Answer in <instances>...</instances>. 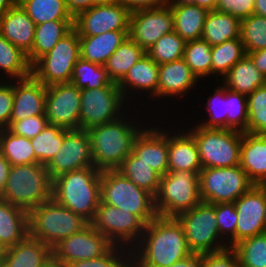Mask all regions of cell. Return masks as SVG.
<instances>
[{"instance_id":"obj_58","label":"cell","mask_w":266,"mask_h":267,"mask_svg":"<svg viewBox=\"0 0 266 267\" xmlns=\"http://www.w3.org/2000/svg\"><path fill=\"white\" fill-rule=\"evenodd\" d=\"M10 169V162L0 152V197L4 192Z\"/></svg>"},{"instance_id":"obj_59","label":"cell","mask_w":266,"mask_h":267,"mask_svg":"<svg viewBox=\"0 0 266 267\" xmlns=\"http://www.w3.org/2000/svg\"><path fill=\"white\" fill-rule=\"evenodd\" d=\"M169 267H202V254H191Z\"/></svg>"},{"instance_id":"obj_13","label":"cell","mask_w":266,"mask_h":267,"mask_svg":"<svg viewBox=\"0 0 266 267\" xmlns=\"http://www.w3.org/2000/svg\"><path fill=\"white\" fill-rule=\"evenodd\" d=\"M124 102L125 98L118 85H108L98 89H82L79 129L88 130L93 126L118 119L122 115L120 109Z\"/></svg>"},{"instance_id":"obj_44","label":"cell","mask_w":266,"mask_h":267,"mask_svg":"<svg viewBox=\"0 0 266 267\" xmlns=\"http://www.w3.org/2000/svg\"><path fill=\"white\" fill-rule=\"evenodd\" d=\"M186 41L174 30L163 35L146 54L158 65L173 62L184 57Z\"/></svg>"},{"instance_id":"obj_3","label":"cell","mask_w":266,"mask_h":267,"mask_svg":"<svg viewBox=\"0 0 266 267\" xmlns=\"http://www.w3.org/2000/svg\"><path fill=\"white\" fill-rule=\"evenodd\" d=\"M100 183L94 166L64 173L53 179V199L90 223L101 201Z\"/></svg>"},{"instance_id":"obj_4","label":"cell","mask_w":266,"mask_h":267,"mask_svg":"<svg viewBox=\"0 0 266 267\" xmlns=\"http://www.w3.org/2000/svg\"><path fill=\"white\" fill-rule=\"evenodd\" d=\"M0 199L30 212L53 199V179L43 164L11 165Z\"/></svg>"},{"instance_id":"obj_66","label":"cell","mask_w":266,"mask_h":267,"mask_svg":"<svg viewBox=\"0 0 266 267\" xmlns=\"http://www.w3.org/2000/svg\"><path fill=\"white\" fill-rule=\"evenodd\" d=\"M124 267H138L132 260H130Z\"/></svg>"},{"instance_id":"obj_62","label":"cell","mask_w":266,"mask_h":267,"mask_svg":"<svg viewBox=\"0 0 266 267\" xmlns=\"http://www.w3.org/2000/svg\"><path fill=\"white\" fill-rule=\"evenodd\" d=\"M17 2V0H0V18Z\"/></svg>"},{"instance_id":"obj_32","label":"cell","mask_w":266,"mask_h":267,"mask_svg":"<svg viewBox=\"0 0 266 267\" xmlns=\"http://www.w3.org/2000/svg\"><path fill=\"white\" fill-rule=\"evenodd\" d=\"M169 6L174 16V31L186 42L202 39L209 10L196 4Z\"/></svg>"},{"instance_id":"obj_26","label":"cell","mask_w":266,"mask_h":267,"mask_svg":"<svg viewBox=\"0 0 266 267\" xmlns=\"http://www.w3.org/2000/svg\"><path fill=\"white\" fill-rule=\"evenodd\" d=\"M197 80L184 59L159 64L157 96L182 95L195 86Z\"/></svg>"},{"instance_id":"obj_49","label":"cell","mask_w":266,"mask_h":267,"mask_svg":"<svg viewBox=\"0 0 266 267\" xmlns=\"http://www.w3.org/2000/svg\"><path fill=\"white\" fill-rule=\"evenodd\" d=\"M119 247L120 249H118ZM122 248L124 249L126 247L113 245L104 255L98 258L74 261L70 264H67L65 267H124L131 259V257H129L131 254H127L125 252L131 253L132 249L128 248L129 251L126 249L123 251ZM120 250L124 252V254Z\"/></svg>"},{"instance_id":"obj_65","label":"cell","mask_w":266,"mask_h":267,"mask_svg":"<svg viewBox=\"0 0 266 267\" xmlns=\"http://www.w3.org/2000/svg\"><path fill=\"white\" fill-rule=\"evenodd\" d=\"M122 2V0H95V4H114Z\"/></svg>"},{"instance_id":"obj_19","label":"cell","mask_w":266,"mask_h":267,"mask_svg":"<svg viewBox=\"0 0 266 267\" xmlns=\"http://www.w3.org/2000/svg\"><path fill=\"white\" fill-rule=\"evenodd\" d=\"M237 212L236 243L266 233V188L254 185L234 202Z\"/></svg>"},{"instance_id":"obj_53","label":"cell","mask_w":266,"mask_h":267,"mask_svg":"<svg viewBox=\"0 0 266 267\" xmlns=\"http://www.w3.org/2000/svg\"><path fill=\"white\" fill-rule=\"evenodd\" d=\"M13 108V83L0 82V129L7 128Z\"/></svg>"},{"instance_id":"obj_31","label":"cell","mask_w":266,"mask_h":267,"mask_svg":"<svg viewBox=\"0 0 266 267\" xmlns=\"http://www.w3.org/2000/svg\"><path fill=\"white\" fill-rule=\"evenodd\" d=\"M224 86L248 96L260 86L266 84V78L246 54L224 76Z\"/></svg>"},{"instance_id":"obj_24","label":"cell","mask_w":266,"mask_h":267,"mask_svg":"<svg viewBox=\"0 0 266 267\" xmlns=\"http://www.w3.org/2000/svg\"><path fill=\"white\" fill-rule=\"evenodd\" d=\"M52 256V249L28 235L15 246L3 250L0 267H40Z\"/></svg>"},{"instance_id":"obj_12","label":"cell","mask_w":266,"mask_h":267,"mask_svg":"<svg viewBox=\"0 0 266 267\" xmlns=\"http://www.w3.org/2000/svg\"><path fill=\"white\" fill-rule=\"evenodd\" d=\"M90 224L113 245L126 249L127 245L133 249L135 244H138L146 227V223L139 216L101 201Z\"/></svg>"},{"instance_id":"obj_9","label":"cell","mask_w":266,"mask_h":267,"mask_svg":"<svg viewBox=\"0 0 266 267\" xmlns=\"http://www.w3.org/2000/svg\"><path fill=\"white\" fill-rule=\"evenodd\" d=\"M183 227L188 248L193 254H207L229 247L219 235L215 204L201 202L176 216ZM219 239V240H218Z\"/></svg>"},{"instance_id":"obj_39","label":"cell","mask_w":266,"mask_h":267,"mask_svg":"<svg viewBox=\"0 0 266 267\" xmlns=\"http://www.w3.org/2000/svg\"><path fill=\"white\" fill-rule=\"evenodd\" d=\"M0 69L13 79L32 75V65L27 55L0 34Z\"/></svg>"},{"instance_id":"obj_14","label":"cell","mask_w":266,"mask_h":267,"mask_svg":"<svg viewBox=\"0 0 266 267\" xmlns=\"http://www.w3.org/2000/svg\"><path fill=\"white\" fill-rule=\"evenodd\" d=\"M130 12L122 3L95 4L74 17L79 36H95L109 31H129Z\"/></svg>"},{"instance_id":"obj_37","label":"cell","mask_w":266,"mask_h":267,"mask_svg":"<svg viewBox=\"0 0 266 267\" xmlns=\"http://www.w3.org/2000/svg\"><path fill=\"white\" fill-rule=\"evenodd\" d=\"M0 152L11 165L38 163L31 140L13 134L7 128L0 129Z\"/></svg>"},{"instance_id":"obj_7","label":"cell","mask_w":266,"mask_h":267,"mask_svg":"<svg viewBox=\"0 0 266 267\" xmlns=\"http://www.w3.org/2000/svg\"><path fill=\"white\" fill-rule=\"evenodd\" d=\"M199 174L194 171H168L161 176L155 196L158 216L176 217L201 203Z\"/></svg>"},{"instance_id":"obj_46","label":"cell","mask_w":266,"mask_h":267,"mask_svg":"<svg viewBox=\"0 0 266 267\" xmlns=\"http://www.w3.org/2000/svg\"><path fill=\"white\" fill-rule=\"evenodd\" d=\"M247 133L266 135V84L247 96Z\"/></svg>"},{"instance_id":"obj_41","label":"cell","mask_w":266,"mask_h":267,"mask_svg":"<svg viewBox=\"0 0 266 267\" xmlns=\"http://www.w3.org/2000/svg\"><path fill=\"white\" fill-rule=\"evenodd\" d=\"M245 55L246 51L241 39H231L212 46V74L224 76Z\"/></svg>"},{"instance_id":"obj_15","label":"cell","mask_w":266,"mask_h":267,"mask_svg":"<svg viewBox=\"0 0 266 267\" xmlns=\"http://www.w3.org/2000/svg\"><path fill=\"white\" fill-rule=\"evenodd\" d=\"M94 166L89 132L84 129L64 128V141L55 156L46 165L52 179L75 170Z\"/></svg>"},{"instance_id":"obj_25","label":"cell","mask_w":266,"mask_h":267,"mask_svg":"<svg viewBox=\"0 0 266 267\" xmlns=\"http://www.w3.org/2000/svg\"><path fill=\"white\" fill-rule=\"evenodd\" d=\"M177 133H168V171L189 170L199 174L203 168L194 137L189 132Z\"/></svg>"},{"instance_id":"obj_40","label":"cell","mask_w":266,"mask_h":267,"mask_svg":"<svg viewBox=\"0 0 266 267\" xmlns=\"http://www.w3.org/2000/svg\"><path fill=\"white\" fill-rule=\"evenodd\" d=\"M30 140L38 163L46 166L57 154L64 141V128L47 124L37 136Z\"/></svg>"},{"instance_id":"obj_8","label":"cell","mask_w":266,"mask_h":267,"mask_svg":"<svg viewBox=\"0 0 266 267\" xmlns=\"http://www.w3.org/2000/svg\"><path fill=\"white\" fill-rule=\"evenodd\" d=\"M198 147L202 168L234 167L240 165L242 132L231 129L194 126L188 131Z\"/></svg>"},{"instance_id":"obj_54","label":"cell","mask_w":266,"mask_h":267,"mask_svg":"<svg viewBox=\"0 0 266 267\" xmlns=\"http://www.w3.org/2000/svg\"><path fill=\"white\" fill-rule=\"evenodd\" d=\"M219 9L242 20L253 14L254 0H219Z\"/></svg>"},{"instance_id":"obj_28","label":"cell","mask_w":266,"mask_h":267,"mask_svg":"<svg viewBox=\"0 0 266 267\" xmlns=\"http://www.w3.org/2000/svg\"><path fill=\"white\" fill-rule=\"evenodd\" d=\"M128 34L129 31H109L95 36H79L80 57L98 65H105Z\"/></svg>"},{"instance_id":"obj_51","label":"cell","mask_w":266,"mask_h":267,"mask_svg":"<svg viewBox=\"0 0 266 267\" xmlns=\"http://www.w3.org/2000/svg\"><path fill=\"white\" fill-rule=\"evenodd\" d=\"M48 124L45 115H35L22 120H10L7 129L28 139L37 136Z\"/></svg>"},{"instance_id":"obj_43","label":"cell","mask_w":266,"mask_h":267,"mask_svg":"<svg viewBox=\"0 0 266 267\" xmlns=\"http://www.w3.org/2000/svg\"><path fill=\"white\" fill-rule=\"evenodd\" d=\"M211 49L203 39L186 42L183 59L197 79L212 74Z\"/></svg>"},{"instance_id":"obj_67","label":"cell","mask_w":266,"mask_h":267,"mask_svg":"<svg viewBox=\"0 0 266 267\" xmlns=\"http://www.w3.org/2000/svg\"><path fill=\"white\" fill-rule=\"evenodd\" d=\"M3 248L0 246V261H1V258H2V255H3Z\"/></svg>"},{"instance_id":"obj_33","label":"cell","mask_w":266,"mask_h":267,"mask_svg":"<svg viewBox=\"0 0 266 267\" xmlns=\"http://www.w3.org/2000/svg\"><path fill=\"white\" fill-rule=\"evenodd\" d=\"M73 25L74 21H48L36 25L32 51L27 55L30 64L51 51L73 29Z\"/></svg>"},{"instance_id":"obj_60","label":"cell","mask_w":266,"mask_h":267,"mask_svg":"<svg viewBox=\"0 0 266 267\" xmlns=\"http://www.w3.org/2000/svg\"><path fill=\"white\" fill-rule=\"evenodd\" d=\"M196 5L212 11L219 9V0H196Z\"/></svg>"},{"instance_id":"obj_30","label":"cell","mask_w":266,"mask_h":267,"mask_svg":"<svg viewBox=\"0 0 266 267\" xmlns=\"http://www.w3.org/2000/svg\"><path fill=\"white\" fill-rule=\"evenodd\" d=\"M241 20L225 10L209 11L204 23L202 39L215 46L231 39H240Z\"/></svg>"},{"instance_id":"obj_1","label":"cell","mask_w":266,"mask_h":267,"mask_svg":"<svg viewBox=\"0 0 266 267\" xmlns=\"http://www.w3.org/2000/svg\"><path fill=\"white\" fill-rule=\"evenodd\" d=\"M138 243L134 247L138 249L133 248L130 253L138 267H169L192 254L176 217L157 215L146 224Z\"/></svg>"},{"instance_id":"obj_22","label":"cell","mask_w":266,"mask_h":267,"mask_svg":"<svg viewBox=\"0 0 266 267\" xmlns=\"http://www.w3.org/2000/svg\"><path fill=\"white\" fill-rule=\"evenodd\" d=\"M35 27L17 2L0 18V34L26 55L32 51Z\"/></svg>"},{"instance_id":"obj_47","label":"cell","mask_w":266,"mask_h":267,"mask_svg":"<svg viewBox=\"0 0 266 267\" xmlns=\"http://www.w3.org/2000/svg\"><path fill=\"white\" fill-rule=\"evenodd\" d=\"M226 129L247 133L248 100L247 96L227 89Z\"/></svg>"},{"instance_id":"obj_61","label":"cell","mask_w":266,"mask_h":267,"mask_svg":"<svg viewBox=\"0 0 266 267\" xmlns=\"http://www.w3.org/2000/svg\"><path fill=\"white\" fill-rule=\"evenodd\" d=\"M254 14L266 17V0H254Z\"/></svg>"},{"instance_id":"obj_42","label":"cell","mask_w":266,"mask_h":267,"mask_svg":"<svg viewBox=\"0 0 266 267\" xmlns=\"http://www.w3.org/2000/svg\"><path fill=\"white\" fill-rule=\"evenodd\" d=\"M233 248L239 267H266V233L245 238Z\"/></svg>"},{"instance_id":"obj_16","label":"cell","mask_w":266,"mask_h":267,"mask_svg":"<svg viewBox=\"0 0 266 267\" xmlns=\"http://www.w3.org/2000/svg\"><path fill=\"white\" fill-rule=\"evenodd\" d=\"M173 30L174 16L168 4L130 13L128 36L145 51Z\"/></svg>"},{"instance_id":"obj_63","label":"cell","mask_w":266,"mask_h":267,"mask_svg":"<svg viewBox=\"0 0 266 267\" xmlns=\"http://www.w3.org/2000/svg\"><path fill=\"white\" fill-rule=\"evenodd\" d=\"M40 267H64L53 255Z\"/></svg>"},{"instance_id":"obj_29","label":"cell","mask_w":266,"mask_h":267,"mask_svg":"<svg viewBox=\"0 0 266 267\" xmlns=\"http://www.w3.org/2000/svg\"><path fill=\"white\" fill-rule=\"evenodd\" d=\"M158 78L159 65L145 54L129 69L118 86L125 99L127 98L126 94L129 93L127 90L131 87V90H142L143 92L145 90L149 92L151 96L155 95V97H157Z\"/></svg>"},{"instance_id":"obj_34","label":"cell","mask_w":266,"mask_h":267,"mask_svg":"<svg viewBox=\"0 0 266 267\" xmlns=\"http://www.w3.org/2000/svg\"><path fill=\"white\" fill-rule=\"evenodd\" d=\"M117 171L134 182L139 188L146 190L154 197L156 196L161 175L151 166L141 161V158L133 151L123 160Z\"/></svg>"},{"instance_id":"obj_20","label":"cell","mask_w":266,"mask_h":267,"mask_svg":"<svg viewBox=\"0 0 266 267\" xmlns=\"http://www.w3.org/2000/svg\"><path fill=\"white\" fill-rule=\"evenodd\" d=\"M14 81L17 83L13 84V108L10 120L45 115L47 87L33 75Z\"/></svg>"},{"instance_id":"obj_38","label":"cell","mask_w":266,"mask_h":267,"mask_svg":"<svg viewBox=\"0 0 266 267\" xmlns=\"http://www.w3.org/2000/svg\"><path fill=\"white\" fill-rule=\"evenodd\" d=\"M70 83L74 84L80 90L98 89L105 88L108 85H118L113 83L110 79L109 74L105 69V65H98L84 60L81 57L73 68Z\"/></svg>"},{"instance_id":"obj_5","label":"cell","mask_w":266,"mask_h":267,"mask_svg":"<svg viewBox=\"0 0 266 267\" xmlns=\"http://www.w3.org/2000/svg\"><path fill=\"white\" fill-rule=\"evenodd\" d=\"M89 222L54 199L29 212V235L51 249L61 240L81 231Z\"/></svg>"},{"instance_id":"obj_56","label":"cell","mask_w":266,"mask_h":267,"mask_svg":"<svg viewBox=\"0 0 266 267\" xmlns=\"http://www.w3.org/2000/svg\"><path fill=\"white\" fill-rule=\"evenodd\" d=\"M68 11L75 17L79 12L95 5V0H65Z\"/></svg>"},{"instance_id":"obj_48","label":"cell","mask_w":266,"mask_h":267,"mask_svg":"<svg viewBox=\"0 0 266 267\" xmlns=\"http://www.w3.org/2000/svg\"><path fill=\"white\" fill-rule=\"evenodd\" d=\"M213 95L208 98L206 103L208 105L206 108L209 111L210 118L206 122L204 121L197 125L205 128L226 129V116L228 113L227 88L224 85L219 86L217 89H215ZM218 105H222L223 110L219 109L220 106L218 107Z\"/></svg>"},{"instance_id":"obj_50","label":"cell","mask_w":266,"mask_h":267,"mask_svg":"<svg viewBox=\"0 0 266 267\" xmlns=\"http://www.w3.org/2000/svg\"><path fill=\"white\" fill-rule=\"evenodd\" d=\"M215 213L217 219V225L219 235L222 238L225 234L230 236L229 247H233L236 244V227H237V212L234 202L216 203ZM228 233V234H227Z\"/></svg>"},{"instance_id":"obj_57","label":"cell","mask_w":266,"mask_h":267,"mask_svg":"<svg viewBox=\"0 0 266 267\" xmlns=\"http://www.w3.org/2000/svg\"><path fill=\"white\" fill-rule=\"evenodd\" d=\"M247 55L252 59L254 65L266 78V48L251 52Z\"/></svg>"},{"instance_id":"obj_11","label":"cell","mask_w":266,"mask_h":267,"mask_svg":"<svg viewBox=\"0 0 266 267\" xmlns=\"http://www.w3.org/2000/svg\"><path fill=\"white\" fill-rule=\"evenodd\" d=\"M254 185L240 165L203 168L199 173L202 202L210 204L235 202Z\"/></svg>"},{"instance_id":"obj_27","label":"cell","mask_w":266,"mask_h":267,"mask_svg":"<svg viewBox=\"0 0 266 267\" xmlns=\"http://www.w3.org/2000/svg\"><path fill=\"white\" fill-rule=\"evenodd\" d=\"M29 235V212L0 199V246H15Z\"/></svg>"},{"instance_id":"obj_45","label":"cell","mask_w":266,"mask_h":267,"mask_svg":"<svg viewBox=\"0 0 266 267\" xmlns=\"http://www.w3.org/2000/svg\"><path fill=\"white\" fill-rule=\"evenodd\" d=\"M240 39L246 54L266 48V17L251 14L241 20Z\"/></svg>"},{"instance_id":"obj_17","label":"cell","mask_w":266,"mask_h":267,"mask_svg":"<svg viewBox=\"0 0 266 267\" xmlns=\"http://www.w3.org/2000/svg\"><path fill=\"white\" fill-rule=\"evenodd\" d=\"M113 244L89 223L81 231L64 238L52 248V255L65 267L74 261L95 259Z\"/></svg>"},{"instance_id":"obj_55","label":"cell","mask_w":266,"mask_h":267,"mask_svg":"<svg viewBox=\"0 0 266 267\" xmlns=\"http://www.w3.org/2000/svg\"><path fill=\"white\" fill-rule=\"evenodd\" d=\"M130 13L156 8L167 4V0H122Z\"/></svg>"},{"instance_id":"obj_52","label":"cell","mask_w":266,"mask_h":267,"mask_svg":"<svg viewBox=\"0 0 266 267\" xmlns=\"http://www.w3.org/2000/svg\"><path fill=\"white\" fill-rule=\"evenodd\" d=\"M202 267H238V256L233 247L202 254Z\"/></svg>"},{"instance_id":"obj_36","label":"cell","mask_w":266,"mask_h":267,"mask_svg":"<svg viewBox=\"0 0 266 267\" xmlns=\"http://www.w3.org/2000/svg\"><path fill=\"white\" fill-rule=\"evenodd\" d=\"M36 25L48 21H74L65 0H17Z\"/></svg>"},{"instance_id":"obj_21","label":"cell","mask_w":266,"mask_h":267,"mask_svg":"<svg viewBox=\"0 0 266 267\" xmlns=\"http://www.w3.org/2000/svg\"><path fill=\"white\" fill-rule=\"evenodd\" d=\"M145 129L140 131L133 143V152L161 176L168 172L167 131Z\"/></svg>"},{"instance_id":"obj_2","label":"cell","mask_w":266,"mask_h":267,"mask_svg":"<svg viewBox=\"0 0 266 267\" xmlns=\"http://www.w3.org/2000/svg\"><path fill=\"white\" fill-rule=\"evenodd\" d=\"M133 125L120 117L87 130L96 169L102 172L117 170L120 167L123 160L132 152L134 140L142 130L134 123Z\"/></svg>"},{"instance_id":"obj_35","label":"cell","mask_w":266,"mask_h":267,"mask_svg":"<svg viewBox=\"0 0 266 267\" xmlns=\"http://www.w3.org/2000/svg\"><path fill=\"white\" fill-rule=\"evenodd\" d=\"M145 54L146 51L128 36L105 64V69L113 83L119 84L129 69Z\"/></svg>"},{"instance_id":"obj_18","label":"cell","mask_w":266,"mask_h":267,"mask_svg":"<svg viewBox=\"0 0 266 267\" xmlns=\"http://www.w3.org/2000/svg\"><path fill=\"white\" fill-rule=\"evenodd\" d=\"M81 90L74 84L47 86L45 117L48 124L79 129Z\"/></svg>"},{"instance_id":"obj_6","label":"cell","mask_w":266,"mask_h":267,"mask_svg":"<svg viewBox=\"0 0 266 267\" xmlns=\"http://www.w3.org/2000/svg\"><path fill=\"white\" fill-rule=\"evenodd\" d=\"M101 202L139 216L146 224L156 216L155 197L117 170L101 172Z\"/></svg>"},{"instance_id":"obj_64","label":"cell","mask_w":266,"mask_h":267,"mask_svg":"<svg viewBox=\"0 0 266 267\" xmlns=\"http://www.w3.org/2000/svg\"><path fill=\"white\" fill-rule=\"evenodd\" d=\"M168 5H190L196 4V0H167Z\"/></svg>"},{"instance_id":"obj_23","label":"cell","mask_w":266,"mask_h":267,"mask_svg":"<svg viewBox=\"0 0 266 267\" xmlns=\"http://www.w3.org/2000/svg\"><path fill=\"white\" fill-rule=\"evenodd\" d=\"M240 166L255 185L266 182V135L242 133Z\"/></svg>"},{"instance_id":"obj_10","label":"cell","mask_w":266,"mask_h":267,"mask_svg":"<svg viewBox=\"0 0 266 267\" xmlns=\"http://www.w3.org/2000/svg\"><path fill=\"white\" fill-rule=\"evenodd\" d=\"M80 58V38L73 28L54 48L32 65V75L43 85L70 83L73 68Z\"/></svg>"}]
</instances>
